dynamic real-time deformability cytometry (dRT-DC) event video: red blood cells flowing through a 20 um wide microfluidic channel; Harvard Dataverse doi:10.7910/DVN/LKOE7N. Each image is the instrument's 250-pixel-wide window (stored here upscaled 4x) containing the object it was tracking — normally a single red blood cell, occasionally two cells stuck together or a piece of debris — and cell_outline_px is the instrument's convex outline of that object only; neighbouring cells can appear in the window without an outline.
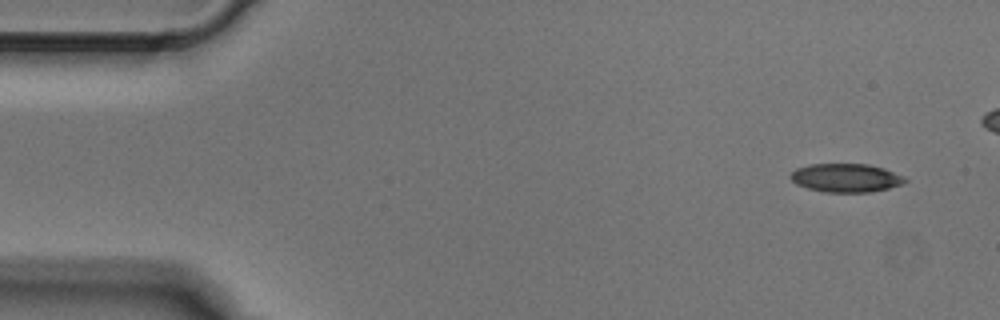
{"species": "Egyptian fruit bat (a non-hibernating species)", "species_latin": "Rousettus aegyptiacus", "temperature_condition": "cold", "stored_images_in_passage": 4, "camera_frame_rate_fps": 3000, "um_per_image_px": 0.085, "animal": {"sex": "male"}, "frame": {"image": 1, "passage_image": 1, "time_ms": 0.0, "image_size_px": [1000, 320], "cell_outline_px": [[908, 180], [904, 184], [872, 192], [824, 192], [808, 188], [796, 184], [788, 176], [796, 168], [812, 164], [868, 164], [884, 168], [904, 176]], "centroid_in_image_um": [71.92, 15.12], "position_along_channel_um": 13.1, "area_um2": 19.13}}